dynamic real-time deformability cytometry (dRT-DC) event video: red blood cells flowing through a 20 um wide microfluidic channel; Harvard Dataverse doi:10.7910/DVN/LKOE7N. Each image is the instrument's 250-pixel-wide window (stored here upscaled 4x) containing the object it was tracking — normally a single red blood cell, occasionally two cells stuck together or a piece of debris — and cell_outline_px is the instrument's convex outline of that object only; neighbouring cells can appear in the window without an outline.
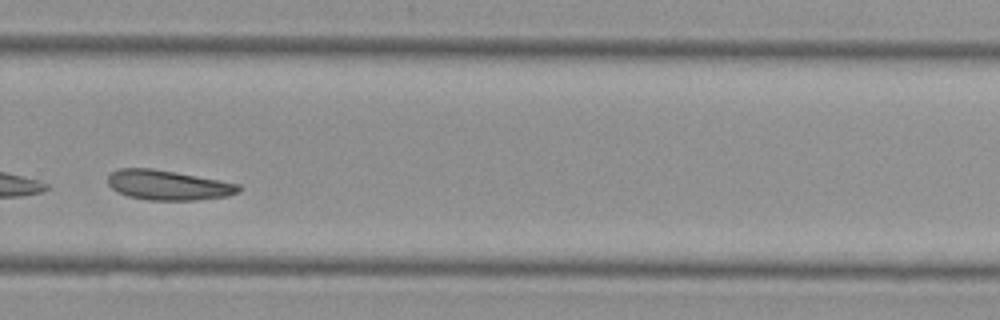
{"species": "Egyptian fruit bat (a non-hibernating species)", "species_latin": "Rousettus aegyptiacus", "temperature_condition": "cold", "stored_images_in_passage": 27, "camera_frame_rate_fps": 3000, "um_per_image_px": 0.085, "animal": {"sex": "female"}, "frame": {"image": 1, "passage_image": 16, "time_ms": 5.0, "image_size_px": [1000, 320], "cell_outline_px": [[240, 192], [228, 196], [196, 200], [148, 200], [128, 196], [112, 188], [108, 184], [108, 176], [112, 172], [120, 168], [152, 168], [240, 184]], "centroid_in_image_um": [14.29, 15.74], "position_along_channel_um": 315.5, "area_um2": 22.54}}